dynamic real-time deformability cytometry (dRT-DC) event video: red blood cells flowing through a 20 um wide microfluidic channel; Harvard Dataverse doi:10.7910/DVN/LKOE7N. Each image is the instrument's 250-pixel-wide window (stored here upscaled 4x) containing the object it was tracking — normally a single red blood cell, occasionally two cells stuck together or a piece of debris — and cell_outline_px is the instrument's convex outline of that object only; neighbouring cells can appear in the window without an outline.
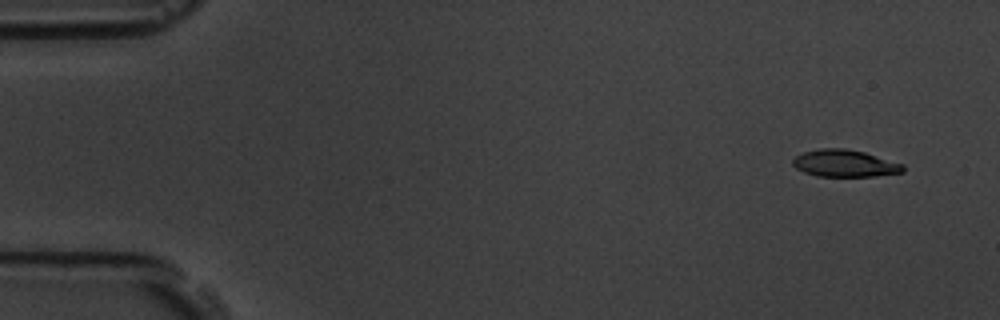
{"species": "common noctule bat (a hibernating species)", "species_latin": "Nyctalus noctula", "temperature_condition": "room temperature", "stored_images_in_passage": 53, "camera_frame_rate_fps": 3000, "um_per_image_px": 0.085, "animal": {"sex": "male", "body_mass_g": 19.5, "forearm_length_mm": 54.6}, "frame": {"image": 1, "passage_image": 1, "time_ms": 0.0, "image_size_px": [1000, 320], "cell_outline_px": [[904, 172], [876, 176], [816, 176], [804, 172], [796, 168], [792, 164], [792, 160], [796, 156], [804, 152], [820, 148], [844, 148], [864, 152], [904, 164]], "centroid_in_image_um": [71.8, 13.89], "position_along_channel_um": 13.2, "area_um2": 17.4}}
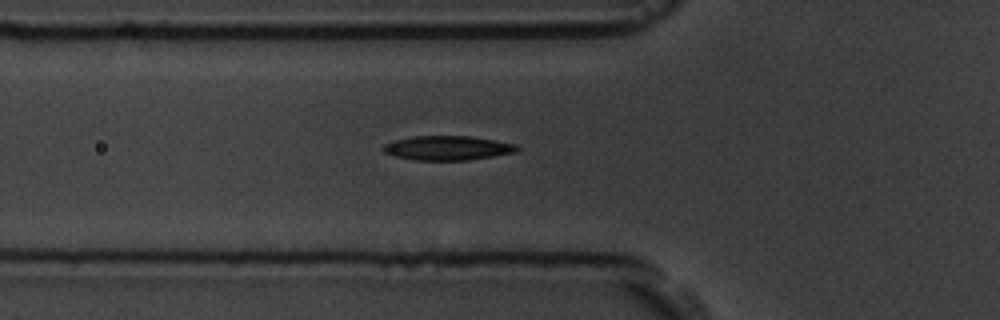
{"frame": {"image": 2, "passage_image": 17, "time_ms": 5.333, "image_size_px": [1000, 320], "cell_outline_px": [[520, 148], [516, 152], [468, 160], [416, 160], [396, 156], [384, 152], [380, 148], [384, 144], [392, 140], [412, 136], [468, 136], [516, 144]], "centroid_in_image_um": [37.99, 12.57], "position_along_channel_um": 87.8, "area_um2": 18.9}}
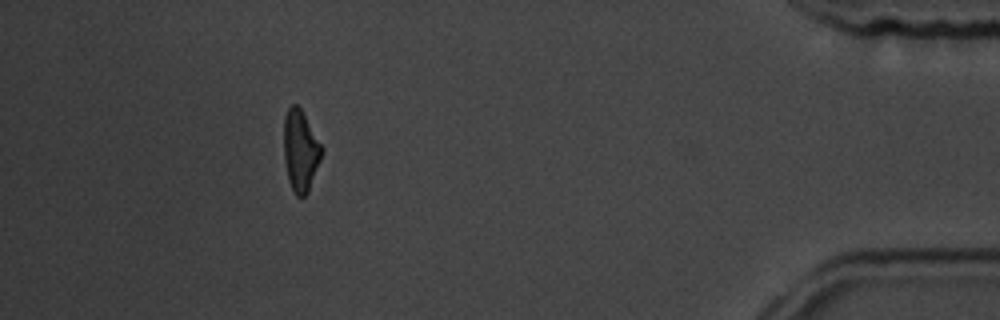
{"frame": {"image": 3, "passage_image": 48, "time_ms": 15.667, "image_size_px": [1000, 320], "cell_outline_px": [[324, 152], [308, 192], [304, 196], [296, 196], [288, 180], [284, 160], [284, 116], [288, 108], [292, 104], [296, 104], [300, 108], [324, 148]], "centroid_in_image_um": [25.55, 12.81], "position_along_channel_um": 409.6, "area_um2": 18.03}, "authors_computed_cell_mechanics": {"area_um2": 18.496, "velocity_mm_per_s": 3.6649, "shape_relaxation_time_tau1_ms": 2.9503, "shape_relaxation_time_tau2_ms": 3.8116, "deformation_change_tau1": 0.1375, "deformation_change_tau2": 0.1237}}